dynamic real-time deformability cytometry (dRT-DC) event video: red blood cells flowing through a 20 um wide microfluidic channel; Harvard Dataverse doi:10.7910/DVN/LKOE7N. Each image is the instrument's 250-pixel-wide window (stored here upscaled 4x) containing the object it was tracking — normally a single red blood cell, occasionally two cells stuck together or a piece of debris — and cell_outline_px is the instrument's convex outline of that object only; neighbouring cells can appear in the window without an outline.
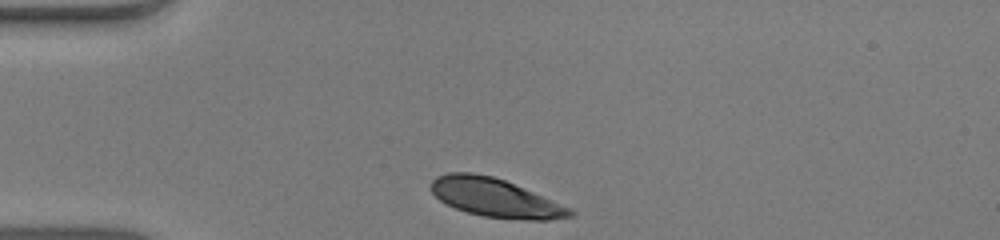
{"species": "human", "species_latin": "Homo sapiens", "temperature_condition": "warm", "stored_images_in_passage": 31, "camera_frame_rate_fps": 3000, "um_per_image_px": 0.085, "donor": {"sex": "male"}, "frame": {"image": 1, "passage_image": 1, "time_ms": 0.0, "image_size_px": [1000, 240], "cell_outline_px": [[576, 216], [548, 220], [524, 220], [484, 216], [468, 212], [456, 208], [440, 200], [432, 192], [432, 180], [436, 176], [448, 172], [472, 172], [492, 176], [504, 180], [572, 208], [576, 212]], "centroid_in_image_um": [42.14, 16.81], "position_along_channel_um": 42.9, "area_um2": 31.1}}
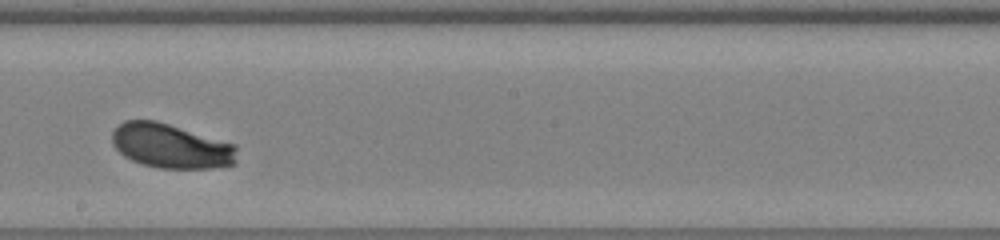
{"frame": {"image": 2, "passage_image": 18, "time_ms": 5.667, "image_size_px": [1000, 240], "cell_outline_px": [[236, 164], [212, 168], [160, 168], [144, 164], [132, 160], [124, 156], [112, 144], [112, 132], [124, 120], [156, 120], [236, 144]], "centroid_in_image_um": [14.54, 12.41], "position_along_channel_um": 233.7, "area_um2": 32.31}}
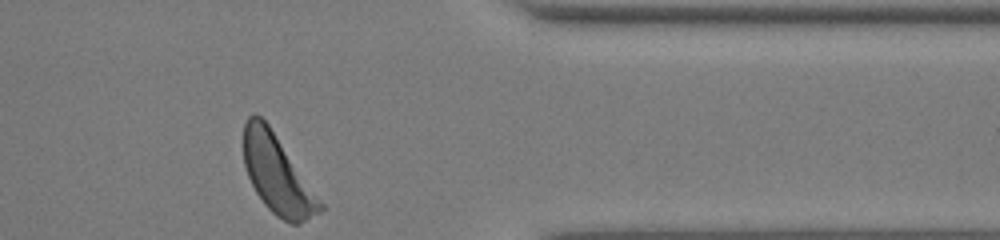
{"frame": {"image": 3, "passage_image": 31, "time_ms": 10.0, "image_size_px": [1000, 240], "cell_outline_px": [[324, 208], [320, 212], [300, 224], [292, 224], [276, 216], [264, 204], [256, 192], [248, 176], [244, 164], [244, 124], [248, 116], [252, 112], [256, 112], [268, 124], [324, 204]], "centroid_in_image_um": [23.57, 14.83], "position_along_channel_um": 387.8, "area_um2": 34.56}, "authors_computed_cell_mechanics": {"area_um2": 33.0038, "velocity_mm_per_s": 3.9077, "shape_relaxation_time_tau1_ms": 1.9231, "shape_relaxation_time_tau2_ms": null, "deformation_change_tau1": 0.1359, "deformation_change_tau2": null}}